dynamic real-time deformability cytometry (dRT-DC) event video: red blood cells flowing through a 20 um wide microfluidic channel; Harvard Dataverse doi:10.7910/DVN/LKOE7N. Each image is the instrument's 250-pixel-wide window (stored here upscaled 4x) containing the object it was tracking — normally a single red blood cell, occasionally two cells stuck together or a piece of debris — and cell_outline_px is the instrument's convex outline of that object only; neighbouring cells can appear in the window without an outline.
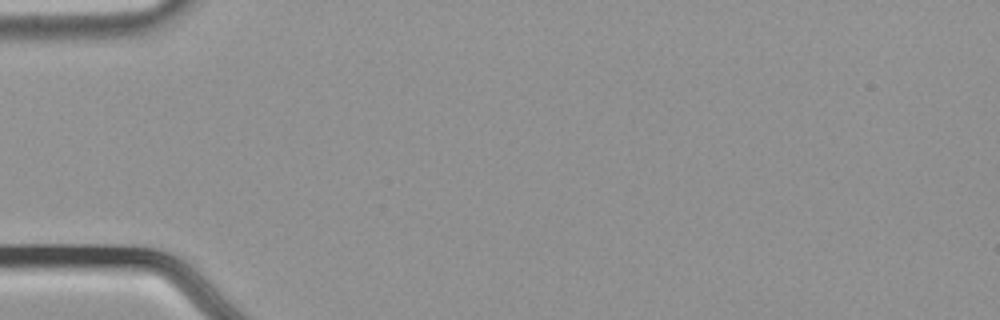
{"species": "common noctule bat (a hibernating species)", "species_latin": "Nyctalus noctula", "temperature_condition": "cold", "stored_images_in_passage": 3, "camera_frame_rate_fps": 3000, "um_per_image_px": 0.085, "animal": {"sex": "male", "body_mass_g": 21.5, "forearm_length_mm": 52.0}, "frame": {"image": 1, "passage_image": 1, "time_ms": 0.0, "image_size_px": [1000, 320], "cell_outline_px": [[184, 296], [100, 272], [92, 268], [104, 252], [144, 252], [152, 256], [172, 280]], "centroid_in_image_um": [11.59, 22.93], "position_along_channel_um": 73.4, "area_um2": 14.22}}